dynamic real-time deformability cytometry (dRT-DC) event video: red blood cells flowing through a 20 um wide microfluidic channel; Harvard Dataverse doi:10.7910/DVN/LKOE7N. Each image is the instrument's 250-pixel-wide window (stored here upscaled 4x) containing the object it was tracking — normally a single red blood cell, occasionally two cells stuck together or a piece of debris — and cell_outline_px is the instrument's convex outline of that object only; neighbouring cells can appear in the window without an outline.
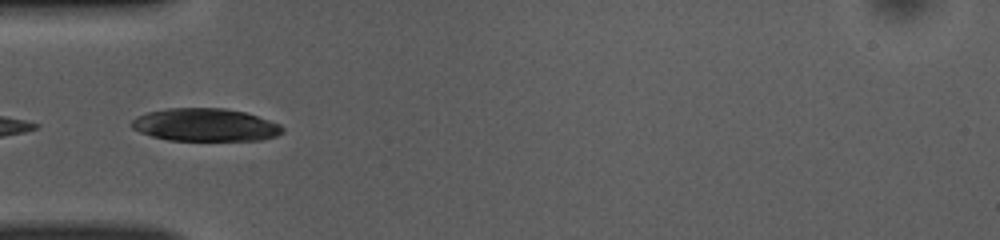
{"species": "common noctule bat (a hibernating species)", "species_latin": "Nyctalus noctula", "temperature_condition": "room temperature", "stored_images_in_passage": 30, "camera_frame_rate_fps": 3000, "um_per_image_px": 0.085, "animal": {"sex": "female", "body_mass_g": 10.0, "forearm_length_mm": 53.1}, "frame": {"image": 1, "passage_image": 1, "time_ms": 0.0, "image_size_px": [1000, 240], "cell_outline_px": [[284, 132], [276, 136], [264, 140], [168, 140], [152, 136], [140, 132], [132, 128], [132, 120], [136, 116], [148, 112], [168, 108], [224, 108], [244, 112], [280, 124], [284, 128]], "centroid_in_image_um": [17.46, 10.62], "position_along_channel_um": 67.5, "area_um2": 28.78}}
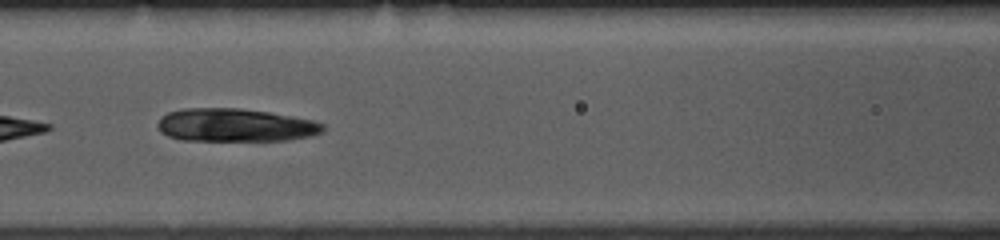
{"frame": {"image": 2, "passage_image": 7, "time_ms": 2.0, "image_size_px": [1000, 240], "cell_outline_px": [[324, 128], [320, 132], [312, 136], [284, 140], [180, 140], [168, 136], [160, 132], [156, 124], [160, 116], [168, 112], [184, 108], [240, 108], [268, 112], [292, 116], [312, 120], [324, 124]], "centroid_in_image_um": [19.94, 10.63], "position_along_channel_um": 146.7, "area_um2": 31.91}}
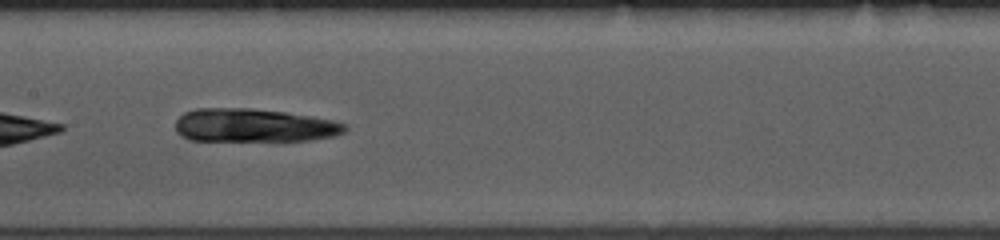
{"frame": {"image": 3, "passage_image": 10, "time_ms": 3.0, "image_size_px": [1000, 240], "cell_outline_px": [[348, 128], [344, 132], [332, 136], [308, 140], [188, 140], [180, 136], [176, 132], [176, 120], [184, 112], [196, 108], [252, 108], [284, 112], [332, 120], [344, 124]], "centroid_in_image_um": [21.51, 10.65], "position_along_channel_um": 185.9, "area_um2": 32.71}}